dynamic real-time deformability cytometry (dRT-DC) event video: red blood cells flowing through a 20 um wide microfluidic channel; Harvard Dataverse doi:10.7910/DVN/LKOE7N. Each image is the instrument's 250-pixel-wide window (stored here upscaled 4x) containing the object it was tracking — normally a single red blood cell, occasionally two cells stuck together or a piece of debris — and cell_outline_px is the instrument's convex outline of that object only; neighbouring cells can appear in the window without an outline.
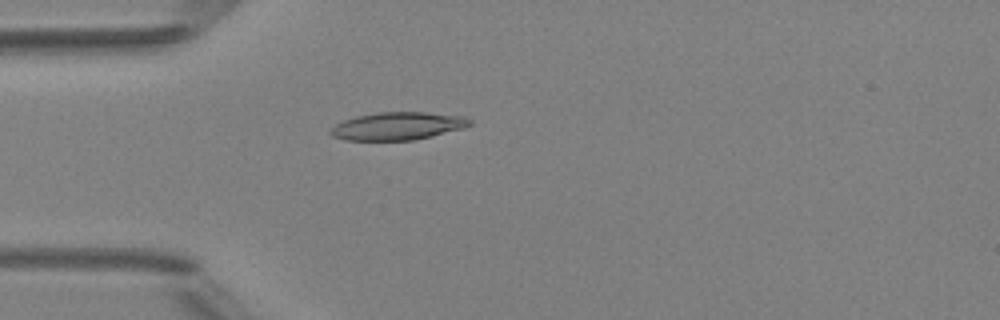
{"species": "Egyptian fruit bat (a non-hibernating species)", "species_latin": "Rousettus aegyptiacus", "temperature_condition": "room temperature", "stored_images_in_passage": 3, "camera_frame_rate_fps": 3000, "um_per_image_px": 0.085, "animal": {"sex": "female"}, "frame": {"image": 1, "passage_image": 3, "time_ms": 2.333, "image_size_px": [1000, 320], "cell_outline_px": [[472, 124], [464, 128], [416, 140], [344, 140], [332, 136], [328, 132], [328, 128], [344, 120], [356, 116], [376, 112], [424, 112], [468, 116], [472, 120]], "centroid_in_image_um": [33.81, 10.71], "position_along_channel_um": 51.2, "area_um2": 22.89}}